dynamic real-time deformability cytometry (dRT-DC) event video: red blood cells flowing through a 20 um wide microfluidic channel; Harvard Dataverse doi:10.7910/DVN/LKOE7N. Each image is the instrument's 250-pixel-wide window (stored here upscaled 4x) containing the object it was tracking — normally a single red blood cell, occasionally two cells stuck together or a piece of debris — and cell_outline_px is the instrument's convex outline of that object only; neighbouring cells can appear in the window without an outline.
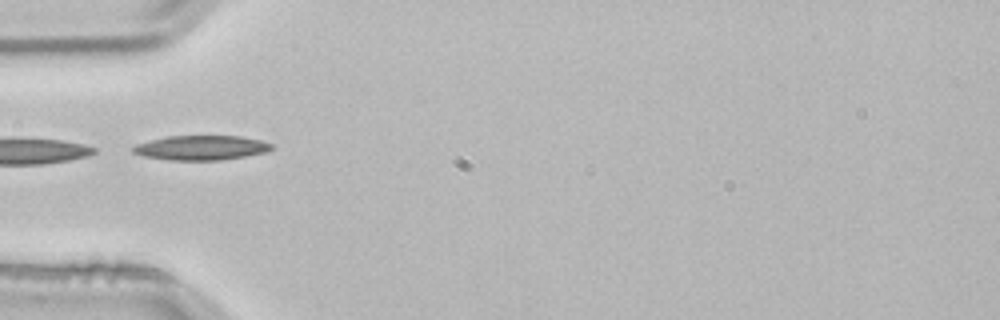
{"species": "common noctule bat (a hibernating species)", "species_latin": "Nyctalus noctula", "temperature_condition": "room temperature", "stored_images_in_passage": 1, "camera_frame_rate_fps": 3000, "um_per_image_px": 0.085, "animal": {"sex": "male", "body_mass_g": 21.5, "forearm_length_mm": 52.0}, "frame": {"image": 1, "passage_image": 1, "time_ms": 0.0, "image_size_px": [1000, 320], "cell_outline_px": [[272, 148], [268, 152], [220, 160], [168, 160], [144, 156], [132, 152], [132, 148], [136, 144], [168, 136], [240, 136], [260, 140], [272, 144]], "centroid_in_image_um": [17.1, 12.56], "position_along_channel_um": 67.9, "area_um2": 19.71}}